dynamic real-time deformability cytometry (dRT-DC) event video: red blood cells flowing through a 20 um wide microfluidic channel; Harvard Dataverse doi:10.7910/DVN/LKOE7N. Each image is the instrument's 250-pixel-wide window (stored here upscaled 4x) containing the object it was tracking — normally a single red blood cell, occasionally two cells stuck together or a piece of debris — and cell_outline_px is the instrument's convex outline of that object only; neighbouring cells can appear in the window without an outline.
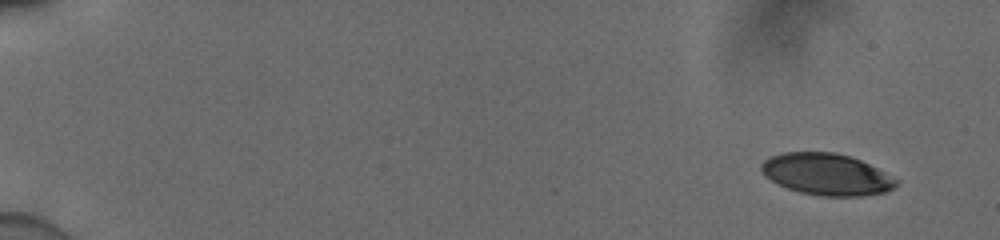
{"species": "human", "species_latin": "Homo sapiens", "temperature_condition": "cold", "stored_images_in_passage": 52, "camera_frame_rate_fps": 3000, "um_per_image_px": 0.085, "donor": {"sex": "male"}, "frame": {"image": 1, "passage_image": 1, "time_ms": 0.0, "image_size_px": [1000, 240], "cell_outline_px": [[900, 180], [892, 188], [884, 192], [860, 196], [820, 196], [800, 192], [788, 188], [764, 176], [760, 168], [760, 164], [764, 160], [772, 156], [784, 152], [836, 152], [860, 160]], "centroid_in_image_um": [70.24, 14.81], "position_along_channel_um": 14.8, "area_um2": 32.48}}
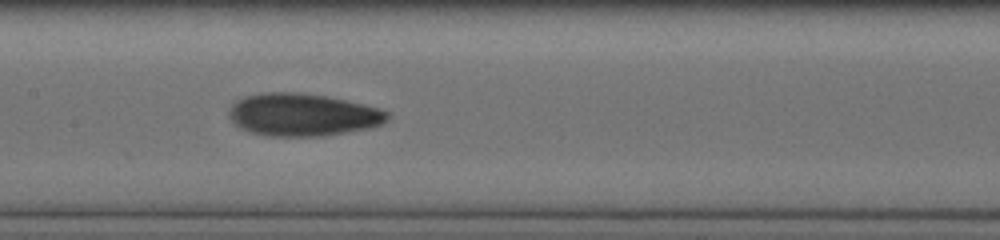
{"frame": {"image": 2, "passage_image": 27, "time_ms": 8.667, "image_size_px": [1000, 240], "cell_outline_px": [[392, 116], [384, 124], [368, 128], [320, 136], [268, 136], [252, 132], [240, 128], [232, 120], [228, 112], [232, 104], [236, 100], [248, 96], [264, 92], [300, 92], [324, 96], [344, 100], [380, 108], [388, 112]], "centroid_in_image_um": [25.75, 9.75], "position_along_channel_um": 181.7, "area_um2": 39.13}}
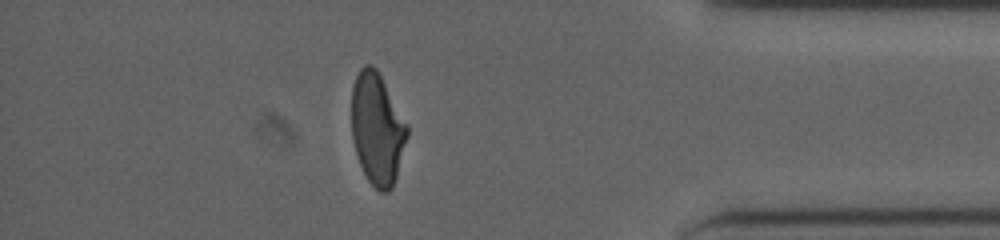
{"frame": {"image": 3, "passage_image": 46, "time_ms": 15.0, "image_size_px": [1000, 240], "cell_outline_px": [[408, 136], [396, 176], [392, 188], [388, 192], [380, 192], [368, 180], [360, 164], [352, 140], [352, 84], [360, 68], [364, 64], [372, 64], [376, 68], [408, 124]], "centroid_in_image_um": [32.06, 10.93], "position_along_channel_um": 403.1, "area_um2": 36.13}, "authors_computed_cell_mechanics": {"area_um2": 36.7608, "velocity_mm_per_s": 3.9162, "shape_relaxation_time_tau1_ms": 7.5536, "shape_relaxation_time_tau2_ms": 1.9638, "deformation_change_tau1": 0.2068, "deformation_change_tau2": 0.0827}}